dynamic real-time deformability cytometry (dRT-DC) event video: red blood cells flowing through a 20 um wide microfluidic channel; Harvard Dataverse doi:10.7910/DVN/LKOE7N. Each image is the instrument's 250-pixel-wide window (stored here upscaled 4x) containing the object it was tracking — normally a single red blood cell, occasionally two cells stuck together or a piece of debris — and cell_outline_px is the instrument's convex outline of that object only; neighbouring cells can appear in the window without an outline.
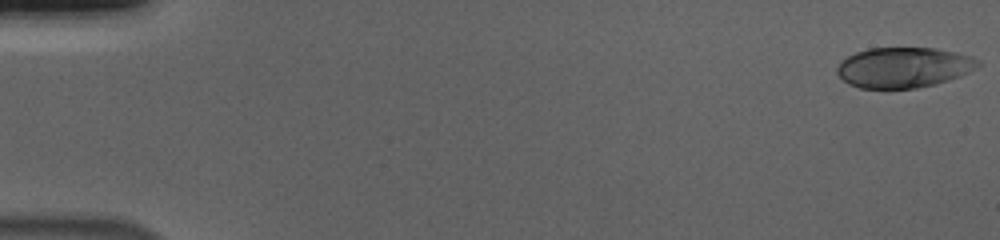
{"species": "human", "species_latin": "Homo sapiens", "temperature_condition": "cold", "stored_images_in_passage": 56, "camera_frame_rate_fps": 3000, "um_per_image_px": 0.085, "donor": {"sex": "male"}, "frame": {"image": 1, "passage_image": 1, "time_ms": 0.0, "image_size_px": [1000, 240], "cell_outline_px": [[980, 64], [968, 72], [960, 76], [936, 84], [916, 88], [860, 88], [848, 84], [836, 72], [836, 68], [840, 60], [856, 52], [868, 48], [936, 48], [956, 52], [972, 56], [980, 60]], "centroid_in_image_um": [76.8, 5.73], "position_along_channel_um": 8.2, "area_um2": 33.23}}
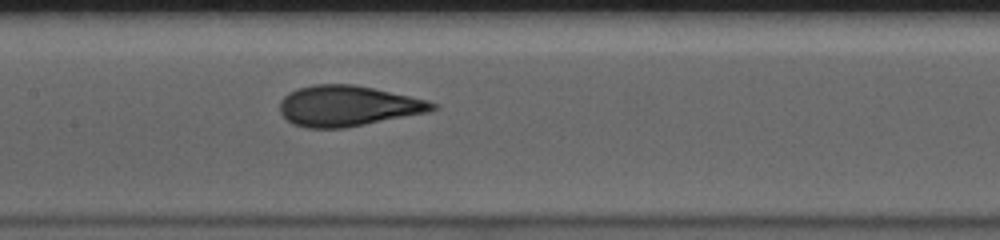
{"frame": {"image": 2, "passage_image": 28, "time_ms": 9.0, "image_size_px": [1000, 240], "cell_outline_px": [[440, 108], [428, 112], [344, 128], [304, 128], [292, 124], [280, 112], [280, 100], [288, 92], [296, 88], [316, 84], [352, 84], [372, 88], [428, 100], [436, 104]], "centroid_in_image_um": [29.54, 9.0], "position_along_channel_um": 177.9, "area_um2": 36.07}}
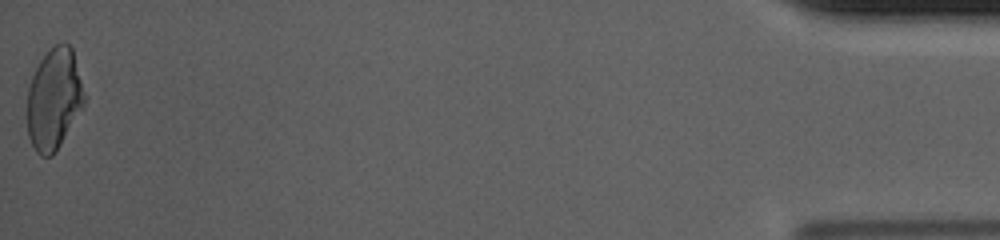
{"frame": {"image": 3, "passage_image": 56, "time_ms": 18.333, "image_size_px": [1000, 240], "cell_outline_px": [[84, 108], [52, 156], [40, 156], [36, 152], [28, 136], [28, 88], [32, 76], [40, 60], [60, 40], [64, 40], [72, 48], [84, 96]], "centroid_in_image_um": [4.59, 8.43], "position_along_channel_um": 430.6, "area_um2": 33.35}, "authors_computed_cell_mechanics": {"area_um2": 34.9979, "velocity_mm_per_s": 3.7024, "shape_relaxation_time_tau1_ms": 4.898, "shape_relaxation_time_tau2_ms": 0.8575, "deformation_change_tau1": 0.1917, "deformation_change_tau2": 0.0609}}